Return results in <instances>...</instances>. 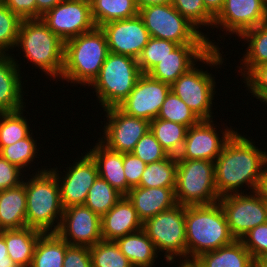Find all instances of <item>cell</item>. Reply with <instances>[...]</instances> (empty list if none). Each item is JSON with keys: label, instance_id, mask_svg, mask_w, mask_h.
Masks as SVG:
<instances>
[{"label": "cell", "instance_id": "cell-14", "mask_svg": "<svg viewBox=\"0 0 267 267\" xmlns=\"http://www.w3.org/2000/svg\"><path fill=\"white\" fill-rule=\"evenodd\" d=\"M103 137L99 140L115 152L131 153L137 142L150 130V122L124 113L119 107L107 108Z\"/></svg>", "mask_w": 267, "mask_h": 267}, {"label": "cell", "instance_id": "cell-50", "mask_svg": "<svg viewBox=\"0 0 267 267\" xmlns=\"http://www.w3.org/2000/svg\"><path fill=\"white\" fill-rule=\"evenodd\" d=\"M0 267H20L8 256L5 239L1 234H0Z\"/></svg>", "mask_w": 267, "mask_h": 267}, {"label": "cell", "instance_id": "cell-47", "mask_svg": "<svg viewBox=\"0 0 267 267\" xmlns=\"http://www.w3.org/2000/svg\"><path fill=\"white\" fill-rule=\"evenodd\" d=\"M21 172V169L10 164L0 155V191L19 186L25 177Z\"/></svg>", "mask_w": 267, "mask_h": 267}, {"label": "cell", "instance_id": "cell-42", "mask_svg": "<svg viewBox=\"0 0 267 267\" xmlns=\"http://www.w3.org/2000/svg\"><path fill=\"white\" fill-rule=\"evenodd\" d=\"M131 153L147 165L161 161L169 156L150 130L137 142Z\"/></svg>", "mask_w": 267, "mask_h": 267}, {"label": "cell", "instance_id": "cell-2", "mask_svg": "<svg viewBox=\"0 0 267 267\" xmlns=\"http://www.w3.org/2000/svg\"><path fill=\"white\" fill-rule=\"evenodd\" d=\"M186 267L201 254L231 244L228 223L219 202L185 206Z\"/></svg>", "mask_w": 267, "mask_h": 267}, {"label": "cell", "instance_id": "cell-15", "mask_svg": "<svg viewBox=\"0 0 267 267\" xmlns=\"http://www.w3.org/2000/svg\"><path fill=\"white\" fill-rule=\"evenodd\" d=\"M214 121L200 120L197 124L188 128L183 148L177 156V160H209L214 162L221 154V151L236 132L232 127L227 126L222 133L223 137H219Z\"/></svg>", "mask_w": 267, "mask_h": 267}, {"label": "cell", "instance_id": "cell-3", "mask_svg": "<svg viewBox=\"0 0 267 267\" xmlns=\"http://www.w3.org/2000/svg\"><path fill=\"white\" fill-rule=\"evenodd\" d=\"M108 53L107 39L100 27L66 41L60 78L89 87L98 77Z\"/></svg>", "mask_w": 267, "mask_h": 267}, {"label": "cell", "instance_id": "cell-28", "mask_svg": "<svg viewBox=\"0 0 267 267\" xmlns=\"http://www.w3.org/2000/svg\"><path fill=\"white\" fill-rule=\"evenodd\" d=\"M116 244L133 267H152L158 252L144 229L118 238Z\"/></svg>", "mask_w": 267, "mask_h": 267}, {"label": "cell", "instance_id": "cell-19", "mask_svg": "<svg viewBox=\"0 0 267 267\" xmlns=\"http://www.w3.org/2000/svg\"><path fill=\"white\" fill-rule=\"evenodd\" d=\"M105 33L110 53L126 55L138 59L150 39L142 18L111 21L100 27Z\"/></svg>", "mask_w": 267, "mask_h": 267}, {"label": "cell", "instance_id": "cell-49", "mask_svg": "<svg viewBox=\"0 0 267 267\" xmlns=\"http://www.w3.org/2000/svg\"><path fill=\"white\" fill-rule=\"evenodd\" d=\"M63 0H36V19L41 17L49 10L54 8Z\"/></svg>", "mask_w": 267, "mask_h": 267}, {"label": "cell", "instance_id": "cell-7", "mask_svg": "<svg viewBox=\"0 0 267 267\" xmlns=\"http://www.w3.org/2000/svg\"><path fill=\"white\" fill-rule=\"evenodd\" d=\"M138 15L142 18L150 37L168 40L178 45L209 44L211 48H219L207 35L180 15L171 3L140 8Z\"/></svg>", "mask_w": 267, "mask_h": 267}, {"label": "cell", "instance_id": "cell-11", "mask_svg": "<svg viewBox=\"0 0 267 267\" xmlns=\"http://www.w3.org/2000/svg\"><path fill=\"white\" fill-rule=\"evenodd\" d=\"M236 193L224 195L219 198L231 235L236 240L251 229L267 222V203L258 195Z\"/></svg>", "mask_w": 267, "mask_h": 267}, {"label": "cell", "instance_id": "cell-18", "mask_svg": "<svg viewBox=\"0 0 267 267\" xmlns=\"http://www.w3.org/2000/svg\"><path fill=\"white\" fill-rule=\"evenodd\" d=\"M81 158L73 164L74 166L70 165L71 167H67L69 169L66 168L67 172L63 177L59 175L57 166L56 169H50L57 177L63 208L84 205L90 187L99 176L97 165L92 157L86 153Z\"/></svg>", "mask_w": 267, "mask_h": 267}, {"label": "cell", "instance_id": "cell-36", "mask_svg": "<svg viewBox=\"0 0 267 267\" xmlns=\"http://www.w3.org/2000/svg\"><path fill=\"white\" fill-rule=\"evenodd\" d=\"M89 250L92 267H133L115 241L102 240Z\"/></svg>", "mask_w": 267, "mask_h": 267}, {"label": "cell", "instance_id": "cell-48", "mask_svg": "<svg viewBox=\"0 0 267 267\" xmlns=\"http://www.w3.org/2000/svg\"><path fill=\"white\" fill-rule=\"evenodd\" d=\"M22 20L36 19V0H0Z\"/></svg>", "mask_w": 267, "mask_h": 267}, {"label": "cell", "instance_id": "cell-24", "mask_svg": "<svg viewBox=\"0 0 267 267\" xmlns=\"http://www.w3.org/2000/svg\"><path fill=\"white\" fill-rule=\"evenodd\" d=\"M87 153L95 161L98 174L123 196L127 194V179L124 175L123 153L112 151L100 141Z\"/></svg>", "mask_w": 267, "mask_h": 267}, {"label": "cell", "instance_id": "cell-45", "mask_svg": "<svg viewBox=\"0 0 267 267\" xmlns=\"http://www.w3.org/2000/svg\"><path fill=\"white\" fill-rule=\"evenodd\" d=\"M146 163L133 153H123L124 175L127 179V193L131 188L139 185Z\"/></svg>", "mask_w": 267, "mask_h": 267}, {"label": "cell", "instance_id": "cell-39", "mask_svg": "<svg viewBox=\"0 0 267 267\" xmlns=\"http://www.w3.org/2000/svg\"><path fill=\"white\" fill-rule=\"evenodd\" d=\"M36 142L37 140L35 141V139H33L31 133L28 137L21 139L14 144L2 147L0 149V155L10 164L17 166L24 172L25 168L33 162L34 158L38 154L37 151L39 150L36 148Z\"/></svg>", "mask_w": 267, "mask_h": 267}, {"label": "cell", "instance_id": "cell-9", "mask_svg": "<svg viewBox=\"0 0 267 267\" xmlns=\"http://www.w3.org/2000/svg\"><path fill=\"white\" fill-rule=\"evenodd\" d=\"M143 229L153 242L156 251L165 252V261L174 263L182 258L180 266L186 267L185 206L177 204L147 219ZM174 259V260H173ZM184 259V260H183Z\"/></svg>", "mask_w": 267, "mask_h": 267}, {"label": "cell", "instance_id": "cell-43", "mask_svg": "<svg viewBox=\"0 0 267 267\" xmlns=\"http://www.w3.org/2000/svg\"><path fill=\"white\" fill-rule=\"evenodd\" d=\"M241 241L254 260L267 257V222L251 229Z\"/></svg>", "mask_w": 267, "mask_h": 267}, {"label": "cell", "instance_id": "cell-32", "mask_svg": "<svg viewBox=\"0 0 267 267\" xmlns=\"http://www.w3.org/2000/svg\"><path fill=\"white\" fill-rule=\"evenodd\" d=\"M150 131L168 155L177 157L183 148L188 127L180 123L155 118L150 121Z\"/></svg>", "mask_w": 267, "mask_h": 267}, {"label": "cell", "instance_id": "cell-52", "mask_svg": "<svg viewBox=\"0 0 267 267\" xmlns=\"http://www.w3.org/2000/svg\"><path fill=\"white\" fill-rule=\"evenodd\" d=\"M256 192L267 203V164L262 171Z\"/></svg>", "mask_w": 267, "mask_h": 267}, {"label": "cell", "instance_id": "cell-12", "mask_svg": "<svg viewBox=\"0 0 267 267\" xmlns=\"http://www.w3.org/2000/svg\"><path fill=\"white\" fill-rule=\"evenodd\" d=\"M41 20L64 43L96 27L90 0H63L47 11Z\"/></svg>", "mask_w": 267, "mask_h": 267}, {"label": "cell", "instance_id": "cell-51", "mask_svg": "<svg viewBox=\"0 0 267 267\" xmlns=\"http://www.w3.org/2000/svg\"><path fill=\"white\" fill-rule=\"evenodd\" d=\"M206 10L215 18L223 9L225 0H203Z\"/></svg>", "mask_w": 267, "mask_h": 267}, {"label": "cell", "instance_id": "cell-35", "mask_svg": "<svg viewBox=\"0 0 267 267\" xmlns=\"http://www.w3.org/2000/svg\"><path fill=\"white\" fill-rule=\"evenodd\" d=\"M24 109L14 112H0V149L30 135V127L23 115Z\"/></svg>", "mask_w": 267, "mask_h": 267}, {"label": "cell", "instance_id": "cell-31", "mask_svg": "<svg viewBox=\"0 0 267 267\" xmlns=\"http://www.w3.org/2000/svg\"><path fill=\"white\" fill-rule=\"evenodd\" d=\"M90 5L96 27L135 17L139 12L135 0H90Z\"/></svg>", "mask_w": 267, "mask_h": 267}, {"label": "cell", "instance_id": "cell-23", "mask_svg": "<svg viewBox=\"0 0 267 267\" xmlns=\"http://www.w3.org/2000/svg\"><path fill=\"white\" fill-rule=\"evenodd\" d=\"M13 58L9 53L0 54V112H14L26 106L20 65Z\"/></svg>", "mask_w": 267, "mask_h": 267}, {"label": "cell", "instance_id": "cell-25", "mask_svg": "<svg viewBox=\"0 0 267 267\" xmlns=\"http://www.w3.org/2000/svg\"><path fill=\"white\" fill-rule=\"evenodd\" d=\"M255 263L241 240L201 254L188 267H251Z\"/></svg>", "mask_w": 267, "mask_h": 267}, {"label": "cell", "instance_id": "cell-22", "mask_svg": "<svg viewBox=\"0 0 267 267\" xmlns=\"http://www.w3.org/2000/svg\"><path fill=\"white\" fill-rule=\"evenodd\" d=\"M175 187H133L125 195L133 204L139 219L144 223L162 211L177 205Z\"/></svg>", "mask_w": 267, "mask_h": 267}, {"label": "cell", "instance_id": "cell-44", "mask_svg": "<svg viewBox=\"0 0 267 267\" xmlns=\"http://www.w3.org/2000/svg\"><path fill=\"white\" fill-rule=\"evenodd\" d=\"M243 80L253 97L267 104V63L256 66Z\"/></svg>", "mask_w": 267, "mask_h": 267}, {"label": "cell", "instance_id": "cell-17", "mask_svg": "<svg viewBox=\"0 0 267 267\" xmlns=\"http://www.w3.org/2000/svg\"><path fill=\"white\" fill-rule=\"evenodd\" d=\"M56 233L69 245L92 247L103 240L101 217L85 205L64 208Z\"/></svg>", "mask_w": 267, "mask_h": 267}, {"label": "cell", "instance_id": "cell-30", "mask_svg": "<svg viewBox=\"0 0 267 267\" xmlns=\"http://www.w3.org/2000/svg\"><path fill=\"white\" fill-rule=\"evenodd\" d=\"M67 242L57 233L42 234L35 246L30 267H62Z\"/></svg>", "mask_w": 267, "mask_h": 267}, {"label": "cell", "instance_id": "cell-54", "mask_svg": "<svg viewBox=\"0 0 267 267\" xmlns=\"http://www.w3.org/2000/svg\"><path fill=\"white\" fill-rule=\"evenodd\" d=\"M255 263L259 267H267V257L258 258L257 260H255Z\"/></svg>", "mask_w": 267, "mask_h": 267}, {"label": "cell", "instance_id": "cell-10", "mask_svg": "<svg viewBox=\"0 0 267 267\" xmlns=\"http://www.w3.org/2000/svg\"><path fill=\"white\" fill-rule=\"evenodd\" d=\"M217 66L224 62L220 48H211L209 44H182L174 49L169 56L159 62L148 74L170 86L183 74L187 73L195 62Z\"/></svg>", "mask_w": 267, "mask_h": 267}, {"label": "cell", "instance_id": "cell-1", "mask_svg": "<svg viewBox=\"0 0 267 267\" xmlns=\"http://www.w3.org/2000/svg\"><path fill=\"white\" fill-rule=\"evenodd\" d=\"M266 164L267 152L256 147L252 139L250 141L236 131L214 161L215 183L219 197L242 193L244 184L251 193L256 191Z\"/></svg>", "mask_w": 267, "mask_h": 267}, {"label": "cell", "instance_id": "cell-20", "mask_svg": "<svg viewBox=\"0 0 267 267\" xmlns=\"http://www.w3.org/2000/svg\"><path fill=\"white\" fill-rule=\"evenodd\" d=\"M267 21V4L263 0H225L214 18V26L238 37L246 30Z\"/></svg>", "mask_w": 267, "mask_h": 267}, {"label": "cell", "instance_id": "cell-5", "mask_svg": "<svg viewBox=\"0 0 267 267\" xmlns=\"http://www.w3.org/2000/svg\"><path fill=\"white\" fill-rule=\"evenodd\" d=\"M64 42L41 19H24L15 45L24 57L50 78H60L64 62Z\"/></svg>", "mask_w": 267, "mask_h": 267}, {"label": "cell", "instance_id": "cell-29", "mask_svg": "<svg viewBox=\"0 0 267 267\" xmlns=\"http://www.w3.org/2000/svg\"><path fill=\"white\" fill-rule=\"evenodd\" d=\"M239 37L249 42L239 67L245 78L256 66L267 63V21L244 31Z\"/></svg>", "mask_w": 267, "mask_h": 267}, {"label": "cell", "instance_id": "cell-40", "mask_svg": "<svg viewBox=\"0 0 267 267\" xmlns=\"http://www.w3.org/2000/svg\"><path fill=\"white\" fill-rule=\"evenodd\" d=\"M22 19L0 1V54L14 49ZM6 51V52H5Z\"/></svg>", "mask_w": 267, "mask_h": 267}, {"label": "cell", "instance_id": "cell-26", "mask_svg": "<svg viewBox=\"0 0 267 267\" xmlns=\"http://www.w3.org/2000/svg\"><path fill=\"white\" fill-rule=\"evenodd\" d=\"M26 225L25 185L0 191V231L20 229Z\"/></svg>", "mask_w": 267, "mask_h": 267}, {"label": "cell", "instance_id": "cell-38", "mask_svg": "<svg viewBox=\"0 0 267 267\" xmlns=\"http://www.w3.org/2000/svg\"><path fill=\"white\" fill-rule=\"evenodd\" d=\"M178 46L177 43L168 40L150 37L137 59L141 73L148 74Z\"/></svg>", "mask_w": 267, "mask_h": 267}, {"label": "cell", "instance_id": "cell-21", "mask_svg": "<svg viewBox=\"0 0 267 267\" xmlns=\"http://www.w3.org/2000/svg\"><path fill=\"white\" fill-rule=\"evenodd\" d=\"M143 228L133 204L126 196L101 217V235L105 241H116Z\"/></svg>", "mask_w": 267, "mask_h": 267}, {"label": "cell", "instance_id": "cell-55", "mask_svg": "<svg viewBox=\"0 0 267 267\" xmlns=\"http://www.w3.org/2000/svg\"><path fill=\"white\" fill-rule=\"evenodd\" d=\"M251 267H259L256 263H254Z\"/></svg>", "mask_w": 267, "mask_h": 267}, {"label": "cell", "instance_id": "cell-41", "mask_svg": "<svg viewBox=\"0 0 267 267\" xmlns=\"http://www.w3.org/2000/svg\"><path fill=\"white\" fill-rule=\"evenodd\" d=\"M171 4L198 30L199 27L213 26L214 17L206 10L203 0H172Z\"/></svg>", "mask_w": 267, "mask_h": 267}, {"label": "cell", "instance_id": "cell-13", "mask_svg": "<svg viewBox=\"0 0 267 267\" xmlns=\"http://www.w3.org/2000/svg\"><path fill=\"white\" fill-rule=\"evenodd\" d=\"M215 79L212 73L195 66L181 75L170 87L200 120H210L212 117V100H214Z\"/></svg>", "mask_w": 267, "mask_h": 267}, {"label": "cell", "instance_id": "cell-4", "mask_svg": "<svg viewBox=\"0 0 267 267\" xmlns=\"http://www.w3.org/2000/svg\"><path fill=\"white\" fill-rule=\"evenodd\" d=\"M31 177L22 182L26 190V225L43 234L56 233L64 212L57 177L43 168Z\"/></svg>", "mask_w": 267, "mask_h": 267}, {"label": "cell", "instance_id": "cell-34", "mask_svg": "<svg viewBox=\"0 0 267 267\" xmlns=\"http://www.w3.org/2000/svg\"><path fill=\"white\" fill-rule=\"evenodd\" d=\"M123 195L100 176L90 187L84 205L102 217Z\"/></svg>", "mask_w": 267, "mask_h": 267}, {"label": "cell", "instance_id": "cell-46", "mask_svg": "<svg viewBox=\"0 0 267 267\" xmlns=\"http://www.w3.org/2000/svg\"><path fill=\"white\" fill-rule=\"evenodd\" d=\"M62 267H92L89 247L67 243Z\"/></svg>", "mask_w": 267, "mask_h": 267}, {"label": "cell", "instance_id": "cell-16", "mask_svg": "<svg viewBox=\"0 0 267 267\" xmlns=\"http://www.w3.org/2000/svg\"><path fill=\"white\" fill-rule=\"evenodd\" d=\"M171 91L169 84L142 73L129 96L118 106L124 113L151 121Z\"/></svg>", "mask_w": 267, "mask_h": 267}, {"label": "cell", "instance_id": "cell-33", "mask_svg": "<svg viewBox=\"0 0 267 267\" xmlns=\"http://www.w3.org/2000/svg\"><path fill=\"white\" fill-rule=\"evenodd\" d=\"M177 175V157L167 158L146 165L139 187H175Z\"/></svg>", "mask_w": 267, "mask_h": 267}, {"label": "cell", "instance_id": "cell-8", "mask_svg": "<svg viewBox=\"0 0 267 267\" xmlns=\"http://www.w3.org/2000/svg\"><path fill=\"white\" fill-rule=\"evenodd\" d=\"M177 204L209 205L219 201L215 183L214 162L209 160H177L175 184Z\"/></svg>", "mask_w": 267, "mask_h": 267}, {"label": "cell", "instance_id": "cell-6", "mask_svg": "<svg viewBox=\"0 0 267 267\" xmlns=\"http://www.w3.org/2000/svg\"><path fill=\"white\" fill-rule=\"evenodd\" d=\"M141 74L137 59L109 52L91 84L100 106L104 109L118 107L134 89Z\"/></svg>", "mask_w": 267, "mask_h": 267}, {"label": "cell", "instance_id": "cell-53", "mask_svg": "<svg viewBox=\"0 0 267 267\" xmlns=\"http://www.w3.org/2000/svg\"><path fill=\"white\" fill-rule=\"evenodd\" d=\"M172 0H135V3L138 9L149 6V5H159V4H168Z\"/></svg>", "mask_w": 267, "mask_h": 267}, {"label": "cell", "instance_id": "cell-37", "mask_svg": "<svg viewBox=\"0 0 267 267\" xmlns=\"http://www.w3.org/2000/svg\"><path fill=\"white\" fill-rule=\"evenodd\" d=\"M157 118L180 123L188 128L200 121L199 117L172 91L164 100Z\"/></svg>", "mask_w": 267, "mask_h": 267}, {"label": "cell", "instance_id": "cell-27", "mask_svg": "<svg viewBox=\"0 0 267 267\" xmlns=\"http://www.w3.org/2000/svg\"><path fill=\"white\" fill-rule=\"evenodd\" d=\"M8 256L20 267H30L34 249L42 232L30 227L0 231Z\"/></svg>", "mask_w": 267, "mask_h": 267}]
</instances>
